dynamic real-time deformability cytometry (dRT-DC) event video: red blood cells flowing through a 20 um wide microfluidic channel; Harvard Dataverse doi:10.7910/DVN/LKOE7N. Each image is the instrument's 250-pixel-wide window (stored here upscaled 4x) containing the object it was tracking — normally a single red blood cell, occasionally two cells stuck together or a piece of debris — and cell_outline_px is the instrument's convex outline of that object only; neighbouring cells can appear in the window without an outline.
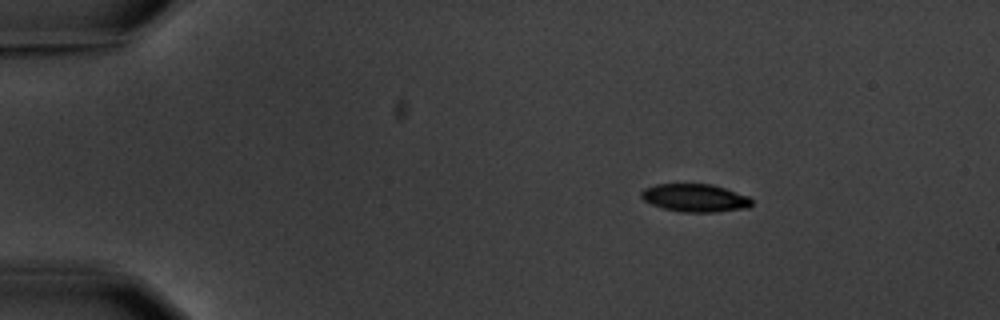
{"species": "common noctule bat (a hibernating species)", "species_latin": "Nyctalus noctula", "temperature_condition": "warm", "stored_images_in_passage": 5, "camera_frame_rate_fps": 3000, "um_per_image_px": 0.085, "animal": {"sex": "male", "body_mass_g": 20.1, "forearm_length_mm": 53.5}, "frame": {"image": 1, "passage_image": 2, "time_ms": 1.333, "image_size_px": [1000, 320], "cell_outline_px": [[752, 204], [748, 208], [716, 212], [680, 212], [664, 208], [652, 204], [644, 200], [640, 196], [640, 192], [644, 188], [656, 184], [712, 184], [748, 196], [752, 200]], "centroid_in_image_um": [59.07, 16.82], "position_along_channel_um": 25.9, "area_um2": 17.98}}